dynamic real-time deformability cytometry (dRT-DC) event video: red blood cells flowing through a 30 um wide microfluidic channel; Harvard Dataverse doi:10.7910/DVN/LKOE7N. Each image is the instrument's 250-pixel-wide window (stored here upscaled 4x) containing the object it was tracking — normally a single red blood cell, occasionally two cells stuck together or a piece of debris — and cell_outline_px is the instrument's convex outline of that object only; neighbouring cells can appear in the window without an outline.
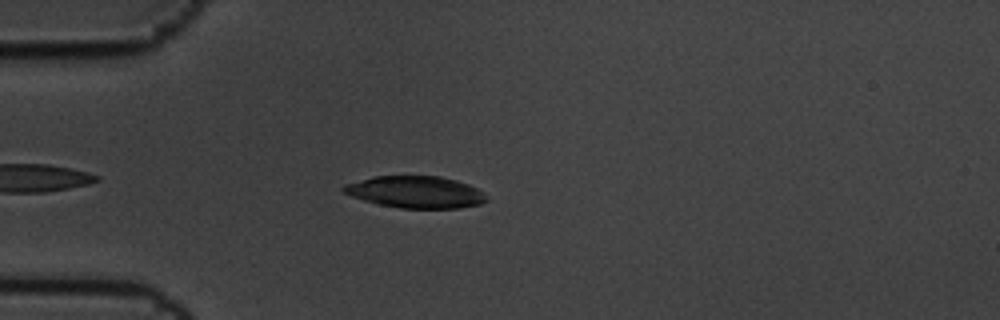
{"species": "common noctule bat (a hibernating species)", "species_latin": "Nyctalus noctula", "temperature_condition": "cold", "stored_images_in_passage": 5, "camera_frame_rate_fps": 3000, "um_per_image_px": 0.085, "animal": {"sex": "male", "body_mass_g": 19.5, "forearm_length_mm": 54.6}, "frame": {"image": 1, "passage_image": 5, "time_ms": 1.333, "image_size_px": [1000, 320], "cell_outline_px": [[488, 200], [480, 204], [460, 208], [400, 208], [380, 204], [364, 200], [352, 196], [344, 192], [340, 188], [344, 184], [372, 176], [440, 176], [456, 180], [468, 184], [484, 192]], "centroid_in_image_um": [35.33, 16.32], "position_along_channel_um": 49.7, "area_um2": 26.59}}